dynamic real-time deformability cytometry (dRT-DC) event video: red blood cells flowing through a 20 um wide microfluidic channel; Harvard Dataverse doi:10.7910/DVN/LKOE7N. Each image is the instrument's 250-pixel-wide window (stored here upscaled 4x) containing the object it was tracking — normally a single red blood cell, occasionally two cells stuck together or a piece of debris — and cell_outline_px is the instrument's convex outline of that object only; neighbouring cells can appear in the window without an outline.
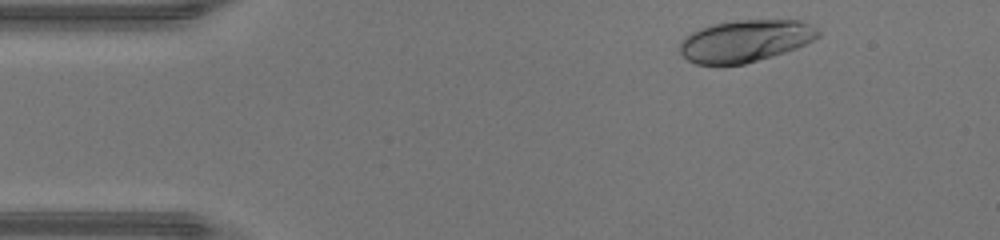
{"species": "human", "species_latin": "Homo sapiens", "temperature_condition": "warm", "stored_images_in_passage": 38, "camera_frame_rate_fps": 3000, "um_per_image_px": 0.085, "donor": {"sex": "male"}, "frame": {"image": 1, "passage_image": 3, "time_ms": 0.667, "image_size_px": [1000, 240], "cell_outline_px": [[820, 36], [796, 48], [772, 56], [744, 64], [696, 64], [688, 60], [680, 52], [680, 40], [684, 36], [700, 28], [712, 24], [736, 20], [800, 20], [816, 28], [820, 32]], "centroid_in_image_um": [63.32, 3.47], "position_along_channel_um": 21.7, "area_um2": 33.7}}
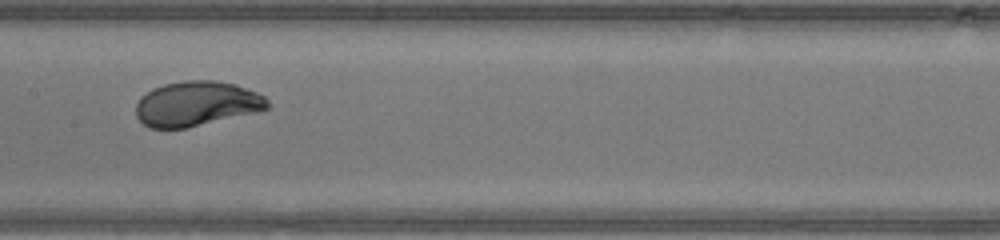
{"frame": {"image": 2, "passage_image": 20, "time_ms": 6.333, "image_size_px": [1000, 240], "cell_outline_px": [[268, 108], [260, 112], [188, 128], [152, 128], [144, 124], [136, 116], [136, 104], [140, 96], [152, 88], [164, 84], [188, 80], [216, 80], [236, 84], [256, 92], [264, 96], [268, 100]], "centroid_in_image_um": [16.72, 8.82], "position_along_channel_um": 190.7, "area_um2": 34.74}}
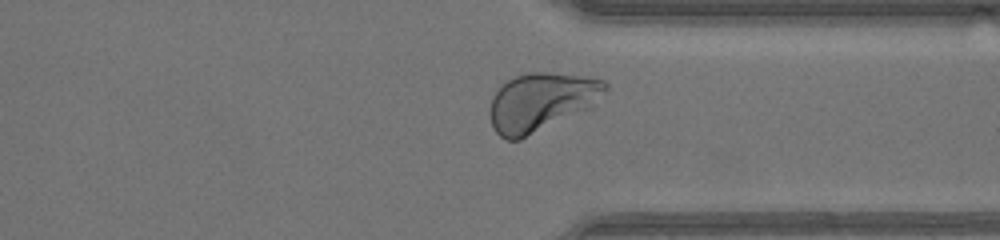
{"frame": {"image": 3, "passage_image": 32, "time_ms": 10.333, "image_size_px": [1000, 240], "cell_outline_px": [[608, 88], [588, 108], [520, 140], [504, 140], [492, 128], [488, 112], [492, 96], [508, 80], [516, 76], [528, 72], [548, 72], [584, 76], [604, 80], [608, 84]], "centroid_in_image_um": [45.94, 8.67], "position_along_channel_um": 365.5, "area_um2": 38.96}, "authors_computed_cell_mechanics": {"area_um2": 34.3043, "velocity_mm_per_s": 4.3965, "shape_relaxation_time_tau1_ms": 2.761, "shape_relaxation_time_tau2_ms": null, "deformation_change_tau1": 0.1874, "deformation_change_tau2": null}}